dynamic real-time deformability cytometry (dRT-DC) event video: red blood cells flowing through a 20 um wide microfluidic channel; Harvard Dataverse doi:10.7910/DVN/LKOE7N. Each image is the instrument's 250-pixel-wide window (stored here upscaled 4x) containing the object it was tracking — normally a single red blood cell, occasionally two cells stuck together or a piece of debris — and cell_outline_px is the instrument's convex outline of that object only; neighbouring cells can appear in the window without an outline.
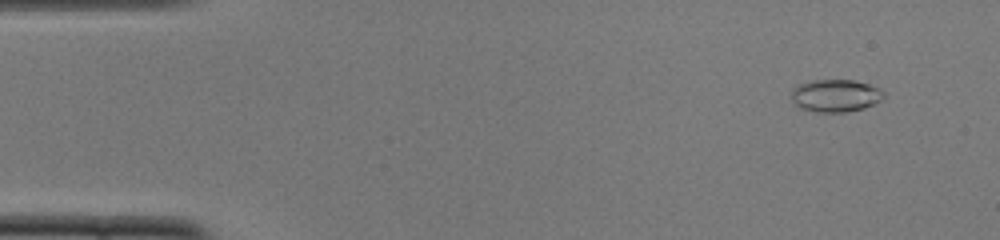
{"species": "common noctule bat (a hibernating species)", "species_latin": "Nyctalus noctula", "temperature_condition": "cold", "stored_images_in_passage": 52, "camera_frame_rate_fps": 3000, "um_per_image_px": 0.085, "animal": {"sex": "female", "body_mass_g": 22.0, "forearm_length_mm": 56.7}, "frame": {"image": 1, "passage_image": 4, "time_ms": 1.0, "image_size_px": [1000, 240], "cell_outline_px": [[884, 96], [880, 100], [864, 108], [848, 112], [816, 112], [800, 108], [792, 100], [792, 88], [796, 84], [812, 80], [852, 80], [868, 84], [884, 92]], "centroid_in_image_um": [70.97, 8.13], "position_along_channel_um": 14.0, "area_um2": 17.46}}
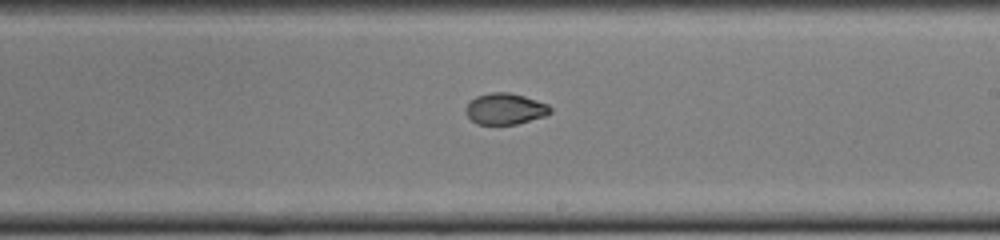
{"frame": {"image": 2, "passage_image": 30, "time_ms": 9.667, "image_size_px": [1000, 240], "cell_outline_px": [[552, 112], [544, 116], [516, 124], [476, 124], [468, 116], [464, 108], [476, 96], [488, 92], [508, 92], [524, 96], [548, 104], [552, 108]], "centroid_in_image_um": [42.94, 9.24], "position_along_channel_um": 246.1, "area_um2": 15.32}}
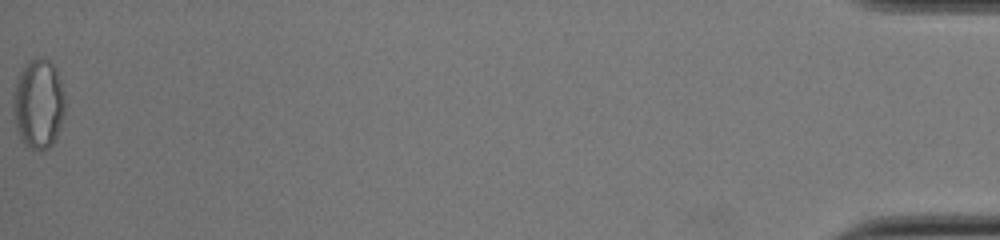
{"frame": {"image": 3, "passage_image": 52, "time_ms": 17.0, "image_size_px": [1000, 240], "cell_outline_px": [[64, 112], [56, 140], [48, 148], [32, 148], [24, 144], [16, 128], [12, 112], [12, 92], [16, 76], [32, 60], [40, 56], [44, 56], [56, 68], [64, 92]], "centroid_in_image_um": [3.24, 8.8], "position_along_channel_um": 432.0, "area_um2": 27.22}, "authors_computed_cell_mechanics": {"area_um2": 16.762, "velocity_mm_per_s": 3.8822, "shape_relaxation_time_tau1_ms": null, "shape_relaxation_time_tau2_ms": 2.5518, "deformation_change_tau1": null, "deformation_change_tau2": 0.0521}}